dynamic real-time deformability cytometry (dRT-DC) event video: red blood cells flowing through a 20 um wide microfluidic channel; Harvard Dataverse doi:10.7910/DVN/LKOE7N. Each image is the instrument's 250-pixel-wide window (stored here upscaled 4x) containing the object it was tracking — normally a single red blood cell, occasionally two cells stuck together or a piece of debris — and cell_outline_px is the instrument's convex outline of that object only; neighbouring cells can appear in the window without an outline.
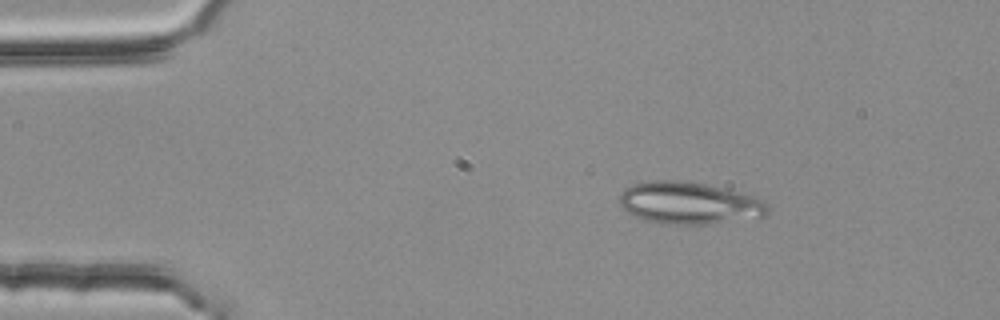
{"species": "common noctule bat (a hibernating species)", "species_latin": "Nyctalus noctula", "temperature_condition": "room temperature", "stored_images_in_passage": 4, "camera_frame_rate_fps": 3000, "um_per_image_px": 0.085, "animal": {"sex": "female", "body_mass_g": 25.1}, "frame": {"image": 1, "passage_image": 1, "time_ms": 0.0, "image_size_px": [1000, 320], "cell_outline_px": [[768, 216], [708, 224], [664, 224], [644, 220], [632, 216], [620, 204], [620, 192], [624, 188], [632, 184], [652, 180], [680, 180], [704, 184], [744, 192], [756, 196], [768, 204]], "centroid_in_image_um": [58.59, 17.26], "position_along_channel_um": 26.4, "area_um2": 36.76}}
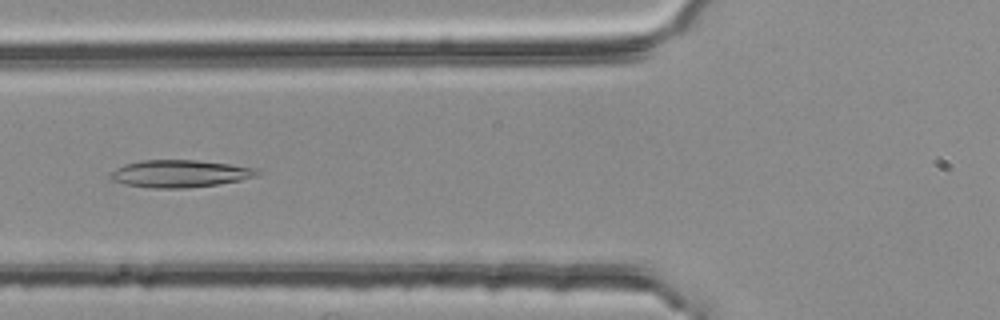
{"frame": {"image": 2, "passage_image": 4, "time_ms": 1.0, "image_size_px": [1000, 320], "cell_outline_px": [[256, 176], [240, 180], [216, 184], [188, 188], [156, 188], [124, 184], [112, 180], [108, 176], [116, 168], [124, 164], [140, 160], [196, 160], [228, 164], [256, 168]], "centroid_in_image_um": [15.22, 14.75], "position_along_channel_um": 110.6, "area_um2": 23.12}}